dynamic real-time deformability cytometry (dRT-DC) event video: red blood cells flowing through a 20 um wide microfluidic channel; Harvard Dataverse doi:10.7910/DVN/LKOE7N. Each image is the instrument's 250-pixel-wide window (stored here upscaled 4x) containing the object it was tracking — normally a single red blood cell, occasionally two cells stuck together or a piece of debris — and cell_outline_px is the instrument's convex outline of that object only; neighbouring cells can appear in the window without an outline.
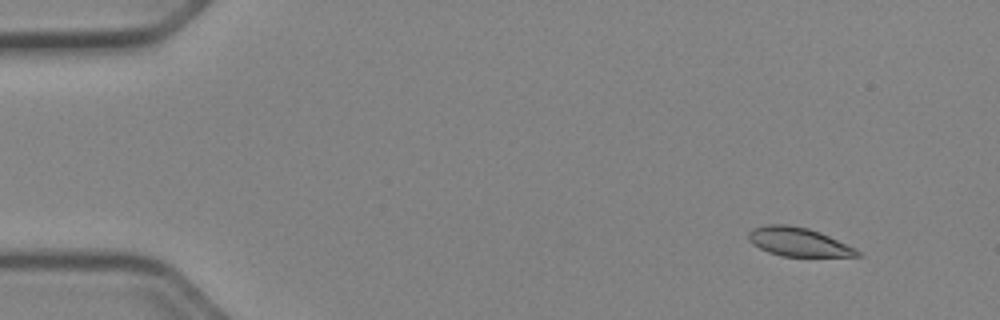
{"species": "Egyptian fruit bat (a non-hibernating species)", "species_latin": "Rousettus aegyptiacus", "temperature_condition": "cold", "stored_images_in_passage": 48, "camera_frame_rate_fps": 3000, "um_per_image_px": 0.085, "animal": {"sex": "female"}, "frame": {"image": 1, "passage_image": 1, "time_ms": 0.0, "image_size_px": [1000, 320], "cell_outline_px": [[864, 256], [780, 256], [768, 252], [752, 244], [748, 240], [748, 232], [752, 228], [764, 224], [788, 224], [808, 228], [820, 232], [856, 248]], "centroid_in_image_um": [67.84, 20.55], "position_along_channel_um": 17.2, "area_um2": 18.38}}
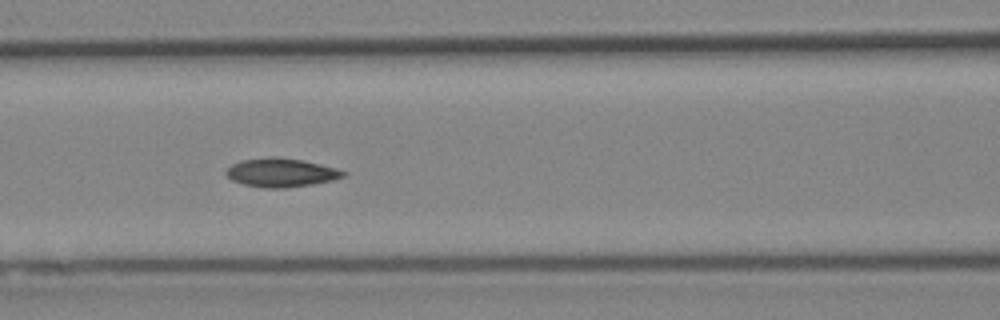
{"frame": {"image": 2, "passage_image": 19, "time_ms": 6.0, "image_size_px": [1000, 320], "cell_outline_px": [[348, 172], [344, 176], [332, 180], [312, 184], [288, 188], [264, 188], [244, 184], [232, 180], [224, 172], [232, 164], [240, 160], [272, 156], [276, 156], [300, 160], [320, 164], [336, 168]], "centroid_in_image_um": [23.88, 14.67], "position_along_channel_um": 142.7, "area_um2": 19.59}}
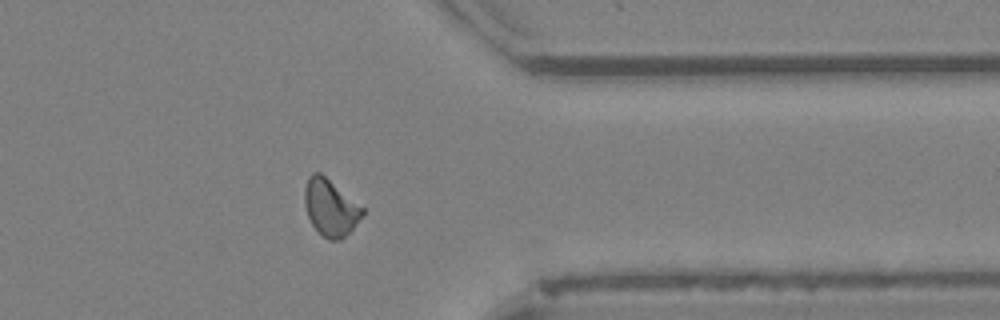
{"frame": {"image": 3, "passage_image": 38, "time_ms": 12.333, "image_size_px": [1000, 320], "cell_outline_px": [[364, 212], [352, 228], [340, 240], [328, 240], [312, 224], [308, 216], [304, 200], [304, 188], [308, 176], [312, 172], [320, 172], [364, 208]], "centroid_in_image_um": [28.06, 17.61], "position_along_channel_um": 383.3, "area_um2": 18.73}, "authors_computed_cell_mechanics": {"area_um2": 18.785, "velocity_mm_per_s": 3.9402, "shape_relaxation_time_tau1_ms": 3.9993, "shape_relaxation_time_tau2_ms": 3.7336, "deformation_change_tau1": 0.1298, "deformation_change_tau2": 0.0955}}